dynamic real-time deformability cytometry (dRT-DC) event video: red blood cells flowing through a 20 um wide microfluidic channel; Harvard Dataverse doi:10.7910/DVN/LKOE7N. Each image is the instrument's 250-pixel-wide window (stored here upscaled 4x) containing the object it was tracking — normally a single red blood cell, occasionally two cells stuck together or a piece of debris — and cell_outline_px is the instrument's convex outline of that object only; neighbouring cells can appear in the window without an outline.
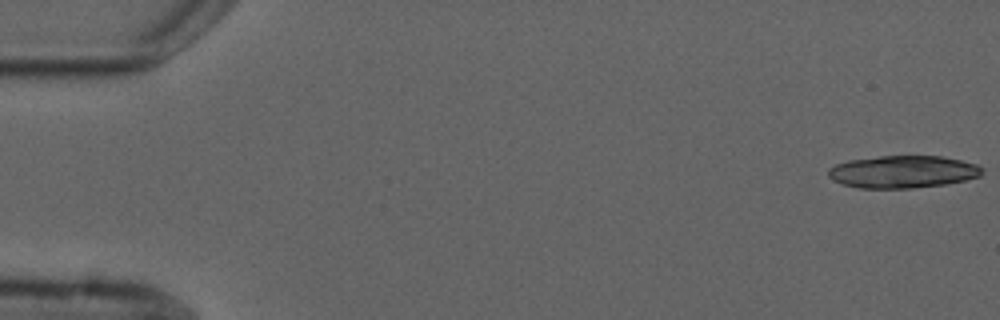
{"species": "common noctule bat (a hibernating species)", "species_latin": "Nyctalus noctula", "temperature_condition": "cold", "stored_images_in_passage": 6, "camera_frame_rate_fps": 3000, "um_per_image_px": 0.085, "animal": {"sex": "male", "forearm_length_mm": 52.5}, "frame": {"image": 1, "passage_image": 1, "time_ms": 0.0, "image_size_px": [1000, 320], "cell_outline_px": [[984, 168], [980, 176], [948, 184], [912, 188], [860, 188], [844, 184], [832, 180], [828, 176], [828, 168], [836, 164], [848, 160], [880, 156], [940, 156], [960, 160], [976, 164]], "centroid_in_image_um": [76.74, 14.6], "position_along_channel_um": 8.3, "area_um2": 29.07}}
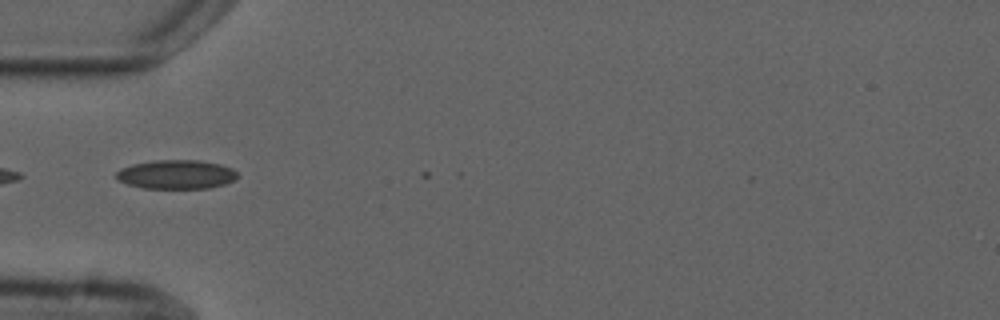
{"frame": {"image": 2, "passage_image": 5, "time_ms": 5.667, "image_size_px": [1000, 320], "cell_outline_px": [[240, 176], [236, 180], [224, 184], [208, 188], [144, 188], [128, 184], [116, 180], [116, 172], [120, 168], [132, 164], [156, 160], [200, 160], [220, 164], [232, 168]], "centroid_in_image_um": [15.0, 14.82], "position_along_channel_um": 70.0, "area_um2": 20.63}}